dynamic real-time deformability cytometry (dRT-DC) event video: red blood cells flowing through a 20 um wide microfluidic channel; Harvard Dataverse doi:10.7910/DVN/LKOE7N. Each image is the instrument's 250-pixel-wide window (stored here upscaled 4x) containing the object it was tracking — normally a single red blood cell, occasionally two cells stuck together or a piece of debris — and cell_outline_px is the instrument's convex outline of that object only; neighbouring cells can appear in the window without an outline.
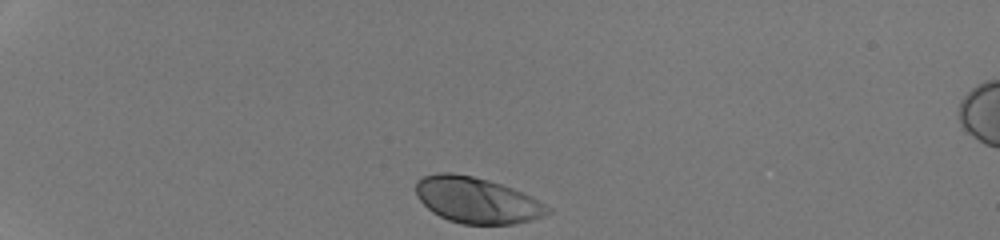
{"species": "human", "species_latin": "Homo sapiens", "temperature_condition": "room temperature", "stored_images_in_passage": 32, "camera_frame_rate_fps": 3000, "um_per_image_px": 0.085, "donor": {"sex": "male"}, "frame": {"image": 1, "passage_image": 1, "time_ms": 0.0, "image_size_px": [1000, 240], "cell_outline_px": [[552, 212], [544, 216], [532, 220], [516, 224], [464, 224], [448, 220], [432, 212], [416, 196], [416, 180], [424, 176], [436, 172], [452, 172], [472, 176], [488, 180], [512, 188], [532, 196], [552, 208]], "centroid_in_image_um": [40.55, 17.02], "position_along_channel_um": 44.5, "area_um2": 35.49}}
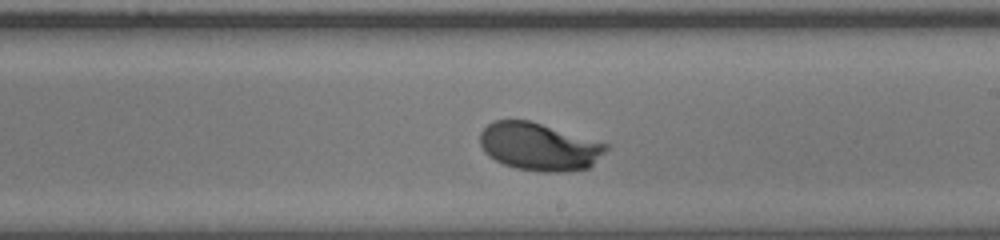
{"frame": {"image": 2, "passage_image": 20, "time_ms": 6.333, "image_size_px": [1000, 240], "cell_outline_px": [[612, 144], [588, 168], [564, 172], [540, 172], [516, 168], [504, 164], [488, 156], [484, 152], [480, 144], [480, 132], [492, 120], [528, 120]], "centroid_in_image_um": [45.83, 12.46], "position_along_channel_um": 243.2, "area_um2": 35.2}}
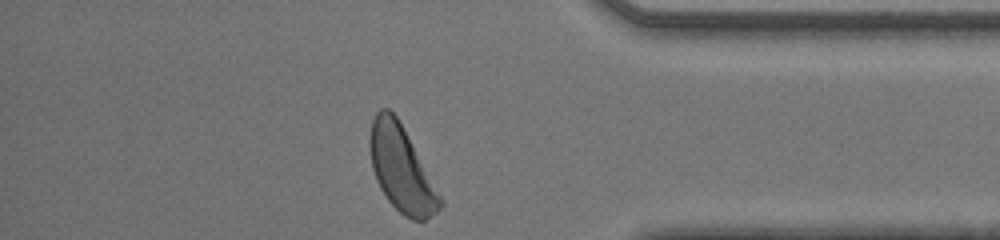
{"frame": {"image": 3, "passage_image": 32, "time_ms": 10.333, "image_size_px": [1000, 240], "cell_outline_px": [[444, 204], [436, 212], [424, 220], [412, 220], [404, 216], [388, 200], [380, 188], [376, 180], [372, 168], [368, 144], [368, 136], [372, 120], [376, 112], [380, 108], [388, 108], [396, 116], [444, 200]], "centroid_in_image_um": [34.09, 14.36], "position_along_channel_um": 401.1, "area_um2": 34.8}, "authors_computed_cell_mechanics": {"area_um2": 35.1424, "velocity_mm_per_s": 4.2251, "shape_relaxation_time_tau1_ms": 1.6889, "shape_relaxation_time_tau2_ms": null, "deformation_change_tau1": 0.1262, "deformation_change_tau2": null}}